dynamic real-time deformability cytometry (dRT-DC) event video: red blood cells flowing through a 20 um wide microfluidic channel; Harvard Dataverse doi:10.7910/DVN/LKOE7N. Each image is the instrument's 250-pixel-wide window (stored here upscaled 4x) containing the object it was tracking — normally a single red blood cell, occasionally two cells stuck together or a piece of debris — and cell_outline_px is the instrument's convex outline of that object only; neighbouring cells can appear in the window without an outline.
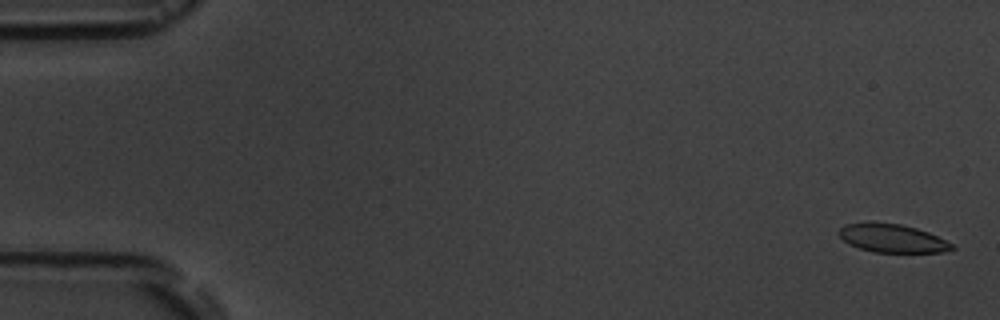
{"species": "common noctule bat (a hibernating species)", "species_latin": "Nyctalus noctula", "temperature_condition": "room temperature", "stored_images_in_passage": 5, "camera_frame_rate_fps": 3000, "um_per_image_px": 0.085, "animal": {"sex": "male", "body_mass_g": 19.5, "forearm_length_mm": 54.6}, "frame": {"image": 1, "passage_image": 1, "time_ms": 0.0, "image_size_px": [1000, 320], "cell_outline_px": [[956, 248], [940, 252], [872, 252], [848, 244], [840, 236], [840, 228], [844, 224], [900, 224], [916, 228], [928, 232], [952, 244]], "centroid_in_image_um": [75.86, 20.28], "position_along_channel_um": 9.1, "area_um2": 17.98}}
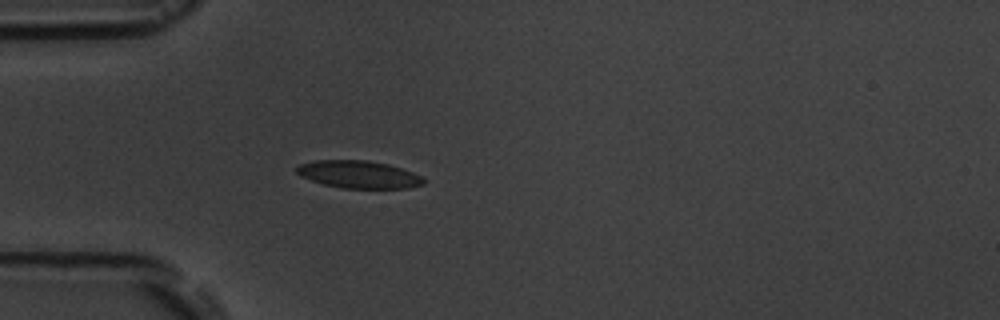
{"frame": {"image": 2, "passage_image": 5, "time_ms": 5.0, "image_size_px": [1000, 320], "cell_outline_px": [[424, 184], [408, 188], [344, 188], [324, 184], [300, 176], [296, 172], [296, 168], [300, 164], [316, 160], [368, 160], [388, 164], [412, 172], [420, 176], [424, 180]], "centroid_in_image_um": [30.48, 14.82], "position_along_channel_um": 54.5, "area_um2": 20.17}}